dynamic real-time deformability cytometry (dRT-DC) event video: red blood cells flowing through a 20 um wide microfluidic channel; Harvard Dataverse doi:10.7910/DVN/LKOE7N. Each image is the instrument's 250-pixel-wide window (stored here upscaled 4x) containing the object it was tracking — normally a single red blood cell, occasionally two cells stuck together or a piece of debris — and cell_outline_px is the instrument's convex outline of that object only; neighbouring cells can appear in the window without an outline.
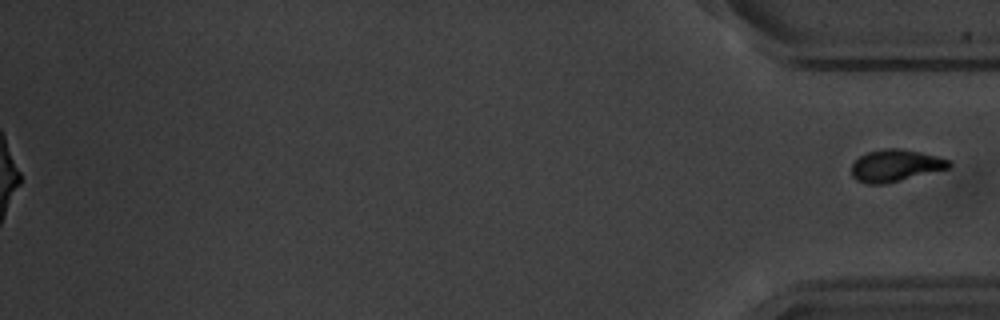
{"species": "common noctule bat (a hibernating species)", "species_latin": "Nyctalus noctula", "temperature_condition": "warm", "stored_images_in_passage": 59, "segment_of_instrument_passage": [2, 2], "camera_frame_rate_fps": 3000, "um_per_image_px": 0.085, "animal": {"sex": "male", "body_mass_g": 20.1, "forearm_length_mm": 53.5}, "frame": {"image": 1, "passage_image": 59, "time_ms": 19.333, "image_size_px": [1000, 320], "cell_outline_px": [[952, 168], [884, 184], [864, 184], [856, 180], [852, 176], [852, 164], [860, 156], [868, 152], [884, 148], [896, 148], [920, 152], [952, 160]], "centroid_in_image_um": [76.14, 14.08], "position_along_channel_um": 359.1, "area_um2": 18.32}}